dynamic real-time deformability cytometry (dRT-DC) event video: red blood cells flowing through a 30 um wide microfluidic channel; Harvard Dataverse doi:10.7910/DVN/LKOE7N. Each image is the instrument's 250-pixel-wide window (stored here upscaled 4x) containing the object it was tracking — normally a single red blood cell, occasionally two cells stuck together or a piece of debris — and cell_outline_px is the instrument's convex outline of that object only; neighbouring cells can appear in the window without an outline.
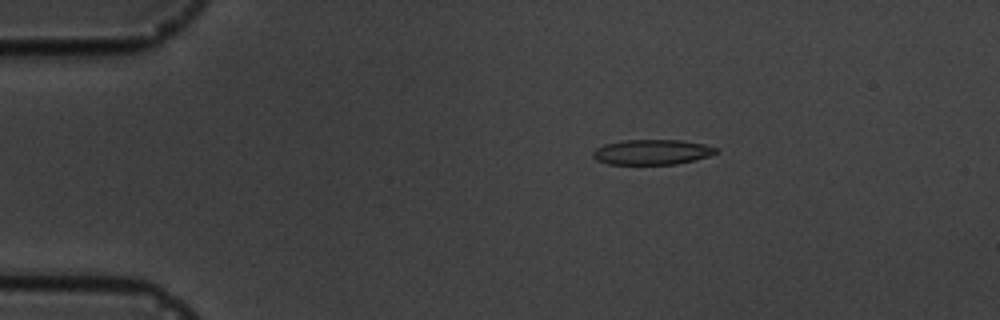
{"species": "common noctule bat (a hibernating species)", "species_latin": "Nyctalus noctula", "temperature_condition": "cold", "stored_images_in_passage": 7, "camera_frame_rate_fps": 3000, "um_per_image_px": 0.085, "animal": {"sex": "male", "body_mass_g": 19.5, "forearm_length_mm": 54.6}, "frame": {"image": 1, "passage_image": 3, "time_ms": 2.0, "image_size_px": [1000, 320], "cell_outline_px": [[716, 152], [708, 156], [676, 164], [608, 164], [596, 160], [592, 156], [592, 152], [596, 148], [604, 144], [624, 140], [680, 140], [704, 144], [716, 148]], "centroid_in_image_um": [55.36, 12.92], "position_along_channel_um": 29.6, "area_um2": 17.86}}
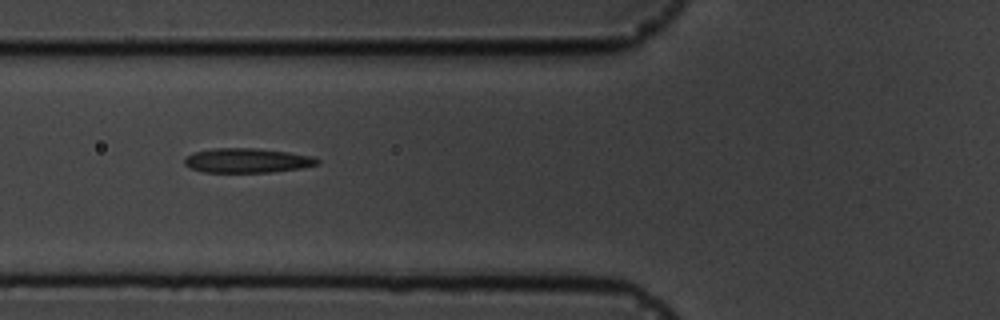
{"frame": {"image": 2, "passage_image": 6, "time_ms": 5.667, "image_size_px": [1000, 320], "cell_outline_px": [[320, 164], [304, 168], [272, 172], [204, 172], [188, 168], [184, 164], [184, 156], [192, 152], [212, 148], [256, 148], [288, 152], [316, 156], [320, 160]], "centroid_in_image_um": [21.02, 13.64], "position_along_channel_um": 104.8, "area_um2": 19.42}}
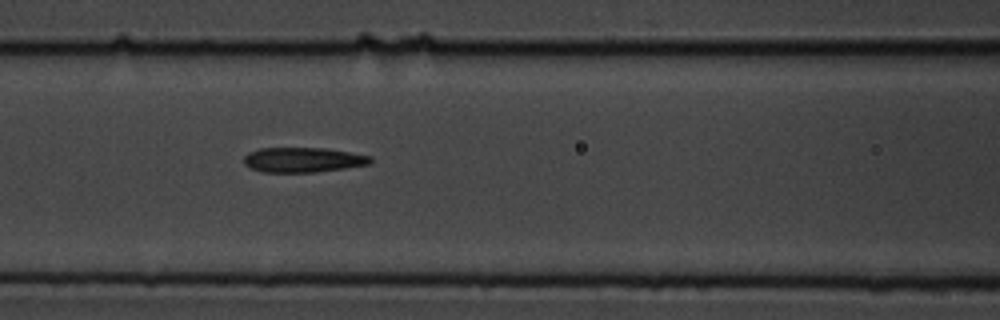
{"frame": {"image": 3, "passage_image": 7, "time_ms": 6.667, "image_size_px": [1000, 320], "cell_outline_px": [[372, 160], [368, 164], [344, 168], [316, 172], [264, 172], [252, 168], [244, 164], [244, 156], [248, 152], [260, 148], [324, 148], [372, 156]], "centroid_in_image_um": [25.73, 13.58], "position_along_channel_um": 140.9, "area_um2": 18.21}}